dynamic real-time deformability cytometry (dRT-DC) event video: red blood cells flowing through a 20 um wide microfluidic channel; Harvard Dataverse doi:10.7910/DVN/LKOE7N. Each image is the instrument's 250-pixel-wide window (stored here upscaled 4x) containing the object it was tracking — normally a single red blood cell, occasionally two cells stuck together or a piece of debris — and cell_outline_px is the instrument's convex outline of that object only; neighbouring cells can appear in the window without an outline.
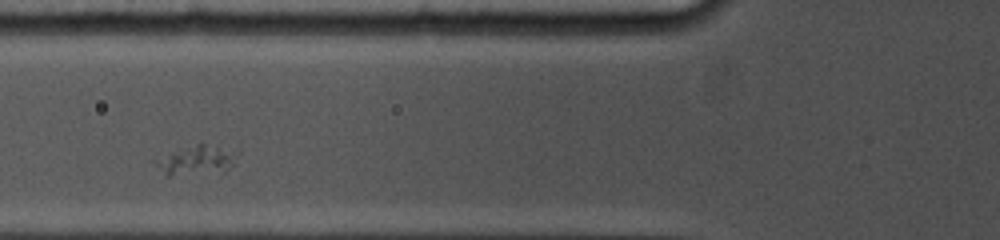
{"species": "common noctule bat (a hibernating species)", "species_latin": "Nyctalus noctula", "temperature_condition": "cold", "stored_images_in_passage": 4, "camera_frame_rate_fps": 5000, "um_per_image_px": 0.085, "animal": {"sex": "female", "body_mass_g": 19.0, "forearm_length_mm": 53.3}, "frame": {"image": 1, "passage_image": 3, "time_ms": 1.8, "image_size_px": [1000, 240], "cell_outline_px": [[236, 164], [224, 172], [172, 176], [168, 176], [152, 160], [196, 144], [204, 144], [216, 148], [224, 152]], "centroid_in_image_um": [16.56, 13.7], "position_along_channel_um": 109.2, "area_um2": 12.77}}